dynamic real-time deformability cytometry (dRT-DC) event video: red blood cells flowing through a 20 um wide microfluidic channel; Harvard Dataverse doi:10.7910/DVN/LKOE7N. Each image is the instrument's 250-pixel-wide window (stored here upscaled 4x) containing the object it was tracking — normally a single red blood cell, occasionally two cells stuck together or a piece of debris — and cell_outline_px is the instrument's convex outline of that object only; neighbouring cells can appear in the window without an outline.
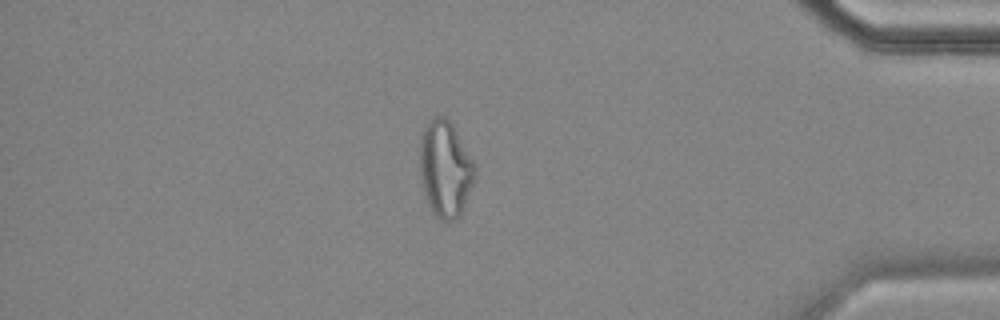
{"species": "common noctule bat (a hibernating species)", "species_latin": "Nyctalus noctula", "temperature_condition": "cold", "stored_images_in_passage": 56, "camera_frame_rate_fps": 3000, "um_per_image_px": 0.085, "animal": {"sex": "female", "body_mass_g": 18.4}, "frame": {"image": 1, "passage_image": 48, "time_ms": 15.667, "image_size_px": [1000, 320], "cell_outline_px": [[476, 176], [460, 216], [456, 220], [444, 220], [436, 216], [432, 212], [424, 192], [420, 172], [420, 136], [428, 120], [436, 116], [444, 116], [452, 124], [476, 164]], "centroid_in_image_um": [37.86, 14.34], "position_along_channel_um": 397.3, "area_um2": 30.92}}